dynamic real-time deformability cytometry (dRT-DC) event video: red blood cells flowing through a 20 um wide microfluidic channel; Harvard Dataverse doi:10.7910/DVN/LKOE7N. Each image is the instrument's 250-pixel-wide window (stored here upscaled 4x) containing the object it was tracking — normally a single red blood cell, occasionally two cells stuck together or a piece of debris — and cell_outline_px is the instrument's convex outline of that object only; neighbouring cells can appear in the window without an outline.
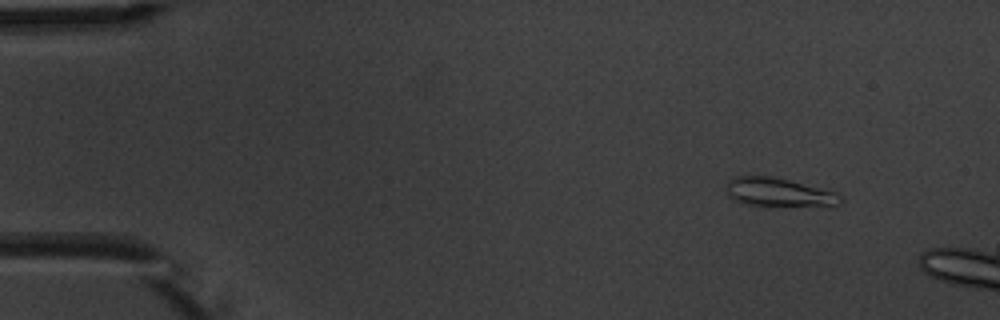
{"species": "common noctule bat (a hibernating species)", "species_latin": "Nyctalus noctula", "temperature_condition": "warm", "stored_images_in_passage": 3, "camera_frame_rate_fps": 3000, "um_per_image_px": 0.085, "animal": {"sex": "male", "body_mass_g": 20.1, "forearm_length_mm": 53.5}, "frame": {"image": 1, "passage_image": 1, "time_ms": 0.0, "image_size_px": [1000, 320], "cell_outline_px": [[844, 200], [836, 204], [764, 208], [744, 204], [728, 196], [728, 180], [736, 176], [772, 176], [836, 192]], "centroid_in_image_um": [66.14, 16.38], "position_along_channel_um": 18.9, "area_um2": 19.25}}